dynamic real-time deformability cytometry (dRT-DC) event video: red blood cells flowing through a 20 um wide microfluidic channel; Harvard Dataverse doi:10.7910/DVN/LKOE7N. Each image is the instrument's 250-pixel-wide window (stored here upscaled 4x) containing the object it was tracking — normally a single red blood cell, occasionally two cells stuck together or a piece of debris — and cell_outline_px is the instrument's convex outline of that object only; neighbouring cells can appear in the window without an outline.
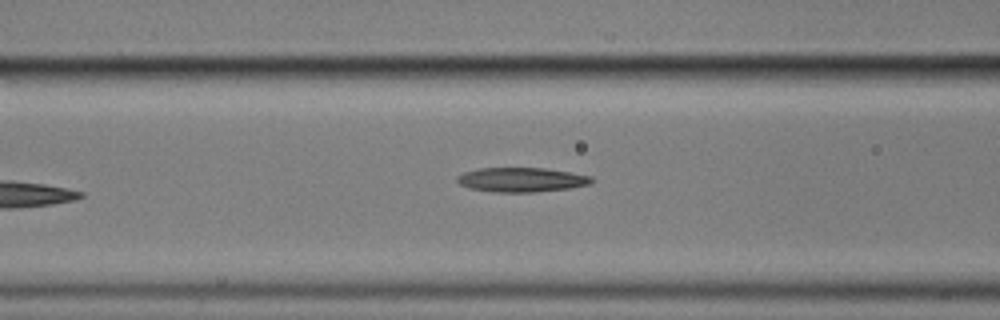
{"species": "common noctule bat (a hibernating species)", "species_latin": "Nyctalus noctula", "temperature_condition": "cold", "stored_images_in_passage": 9, "camera_frame_rate_fps": 3000, "um_per_image_px": 0.085, "animal": {"sex": "male", "body_mass_g": 17.9}, "frame": {"image": 1, "passage_image": 8, "time_ms": 8.333, "image_size_px": [1000, 320], "cell_outline_px": [[596, 180], [588, 184], [568, 188], [536, 192], [492, 192], [468, 188], [460, 184], [456, 180], [456, 176], [464, 172], [480, 168], [544, 168], [572, 172], [592, 176]], "centroid_in_image_um": [44.32, 15.27], "position_along_channel_um": 122.3, "area_um2": 19.25}}
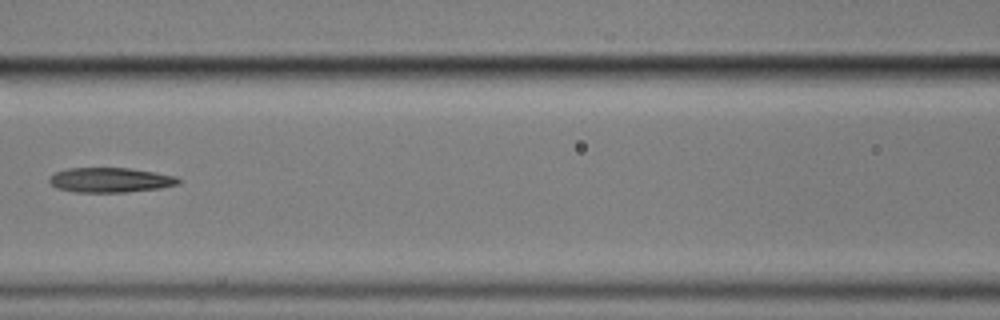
{"frame": {"image": 2, "passage_image": 9, "time_ms": 9.333, "image_size_px": [1000, 320], "cell_outline_px": [[180, 184], [160, 188], [124, 192], [76, 192], [56, 188], [48, 180], [48, 176], [56, 172], [68, 168], [128, 168], [156, 172], [176, 176], [180, 180]], "centroid_in_image_um": [9.37, 15.3], "position_along_channel_um": 157.2, "area_um2": 18.67}}